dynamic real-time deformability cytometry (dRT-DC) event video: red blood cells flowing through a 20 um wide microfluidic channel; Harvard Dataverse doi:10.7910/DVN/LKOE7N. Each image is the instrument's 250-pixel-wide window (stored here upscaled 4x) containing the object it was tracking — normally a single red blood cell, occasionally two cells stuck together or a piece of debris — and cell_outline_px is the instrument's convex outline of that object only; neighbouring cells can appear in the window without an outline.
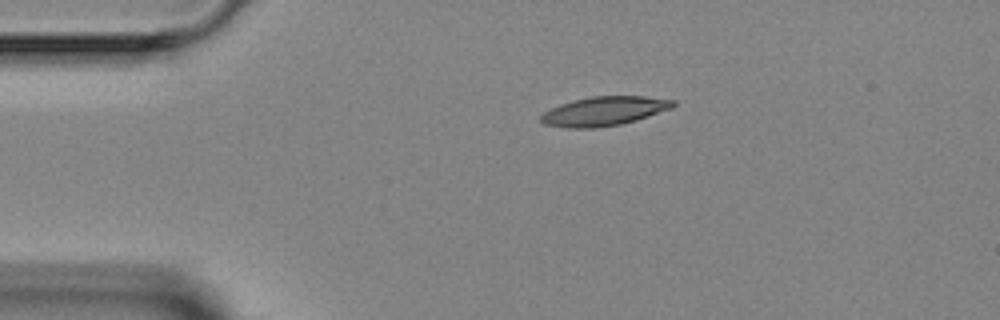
{"species": "Egyptian fruit bat (a non-hibernating species)", "species_latin": "Rousettus aegyptiacus", "temperature_condition": "room temperature", "stored_images_in_passage": 3, "segment_of_instrument_passage": [1, 2], "camera_frame_rate_fps": 3000, "um_per_image_px": 0.085, "animal": {"sex": "female"}, "frame": {"image": 1, "passage_image": 1, "time_ms": 0.0, "image_size_px": [1000, 320], "cell_outline_px": [[676, 104], [672, 108], [636, 120], [620, 124], [596, 128], [564, 128], [544, 124], [540, 120], [540, 116], [544, 112], [560, 104], [592, 96], [644, 96], [676, 100]], "centroid_in_image_um": [51.36, 9.45], "position_along_channel_um": 33.6, "area_um2": 22.37}}